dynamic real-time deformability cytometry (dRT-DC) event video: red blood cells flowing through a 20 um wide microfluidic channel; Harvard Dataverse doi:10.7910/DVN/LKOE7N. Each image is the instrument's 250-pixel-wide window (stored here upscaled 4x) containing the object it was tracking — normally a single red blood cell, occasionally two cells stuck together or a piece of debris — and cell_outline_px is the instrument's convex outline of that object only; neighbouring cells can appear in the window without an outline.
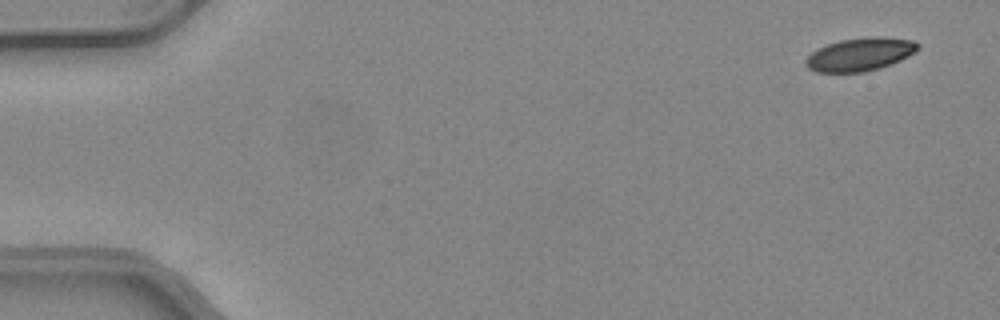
{"species": "common noctule bat (a hibernating species)", "species_latin": "Nyctalus noctula", "temperature_condition": "warm", "stored_images_in_passage": 48, "camera_frame_rate_fps": 3000, "um_per_image_px": 0.085, "animal": {"sex": "female", "body_mass_g": 24.6, "forearm_length_mm": 56.2}, "frame": {"image": 1, "passage_image": 1, "time_ms": 0.0, "image_size_px": [1000, 320], "cell_outline_px": [[920, 48], [916, 52], [892, 64], [880, 68], [864, 72], [816, 72], [808, 68], [804, 64], [804, 60], [812, 52], [828, 44], [840, 40], [868, 36], [880, 36], [912, 40], [920, 44]], "centroid_in_image_um": [73.13, 4.62], "position_along_channel_um": 11.9, "area_um2": 21.79}}
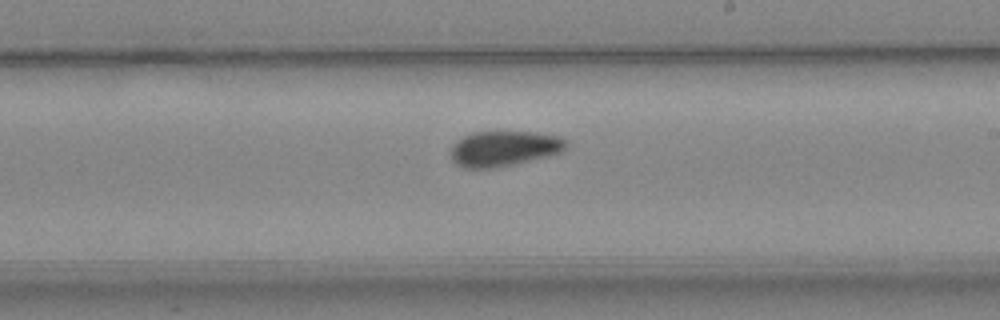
{"frame": {"image": 2, "passage_image": 28, "time_ms": 9.0, "image_size_px": [1000, 320], "cell_outline_px": [[568, 144], [560, 152], [552, 156], [492, 168], [464, 168], [456, 164], [452, 160], [452, 144], [456, 140], [472, 132], [532, 132], [560, 136]], "centroid_in_image_um": [42.83, 12.62], "position_along_channel_um": 246.2, "area_um2": 23.7}}
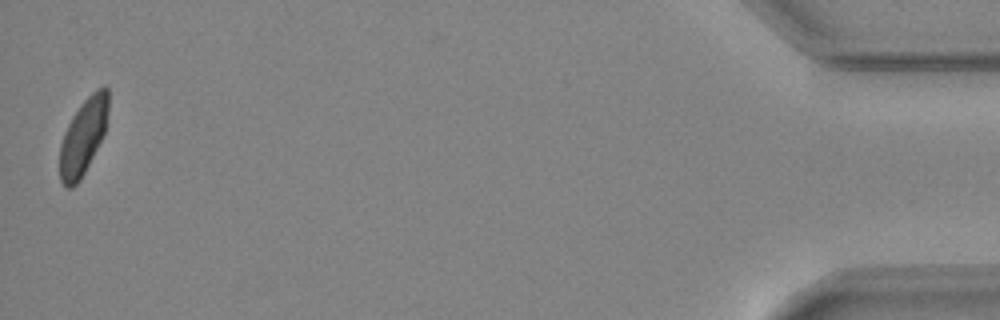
{"frame": {"image": 3, "passage_image": 48, "time_ms": 15.667, "image_size_px": [1000, 320], "cell_outline_px": [[108, 112], [104, 132], [80, 180], [72, 188], [64, 188], [60, 180], [60, 144], [64, 132], [72, 116], [80, 104], [96, 88], [104, 84], [108, 88]], "centroid_in_image_um": [7.06, 11.58], "position_along_channel_um": 428.1, "area_um2": 21.33}, "authors_computed_cell_mechanics": {"area_um2": 23.2645, "velocity_mm_per_s": 4.1381, "shape_relaxation_time_tau1_ms": 8.4167, "shape_relaxation_time_tau2_ms": 3.5438, "deformation_change_tau1": 0.143, "deformation_change_tau2": 0.0759}}